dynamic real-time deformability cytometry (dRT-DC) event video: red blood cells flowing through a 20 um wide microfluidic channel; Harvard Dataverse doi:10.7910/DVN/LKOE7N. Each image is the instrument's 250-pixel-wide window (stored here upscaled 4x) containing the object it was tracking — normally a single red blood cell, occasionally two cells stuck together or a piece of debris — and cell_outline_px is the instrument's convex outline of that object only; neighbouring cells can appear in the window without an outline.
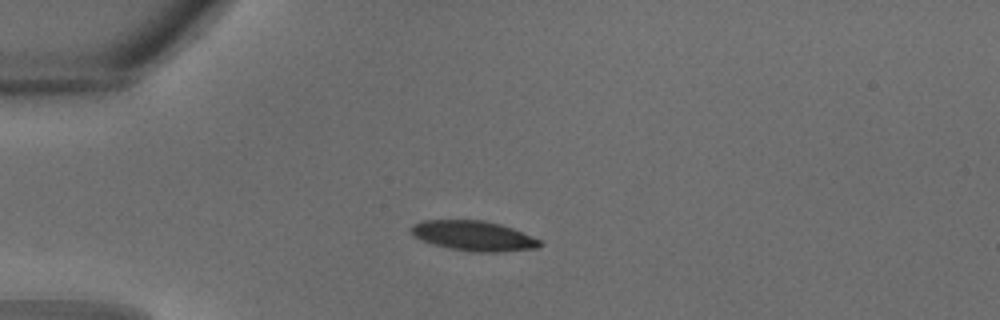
{"species": "common noctule bat (a hibernating species)", "species_latin": "Nyctalus noctula", "temperature_condition": "warm", "stored_images_in_passage": 32, "camera_frame_rate_fps": 3000, "um_per_image_px": 0.085, "animal": {"sex": "male", "body_mass_g": 18.8}, "frame": {"image": 1, "passage_image": 8, "time_ms": 2.333, "image_size_px": [1000, 320], "cell_outline_px": [[544, 244], [540, 248], [496, 252], [472, 252], [448, 248], [432, 244], [412, 236], [408, 228], [412, 224], [420, 220], [484, 220], [500, 224], [512, 228], [540, 240]], "centroid_in_image_um": [40.21, 20.04], "position_along_channel_um": 44.8, "area_um2": 22.77}}
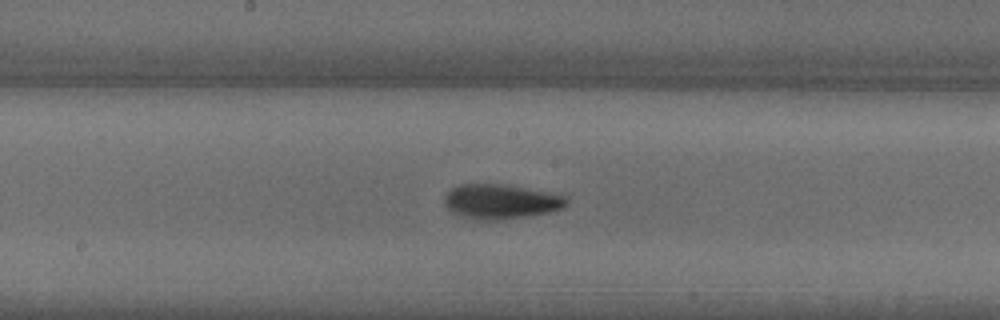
{"frame": {"image": 2, "passage_image": 17, "time_ms": 5.333, "image_size_px": [1000, 320], "cell_outline_px": [[568, 204], [564, 208], [552, 212], [496, 220], [480, 220], [464, 216], [452, 212], [444, 204], [444, 196], [452, 188], [460, 184], [500, 184], [564, 192], [568, 196]], "centroid_in_image_um": [42.7, 17.1], "position_along_channel_um": 205.5, "area_um2": 25.2}}
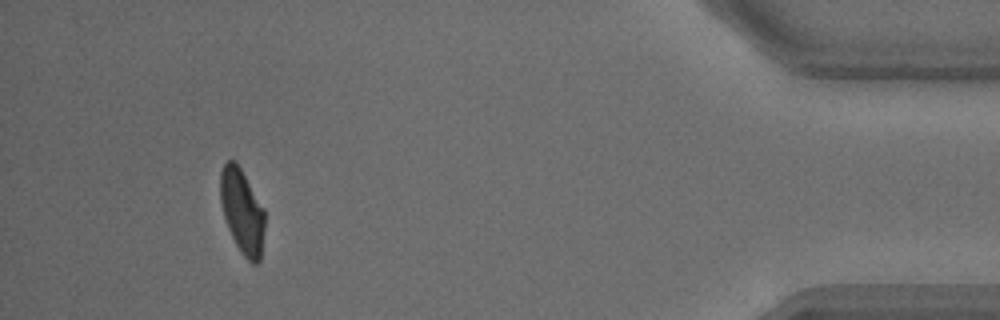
{"frame": {"image": 3, "passage_image": 30, "time_ms": 9.667, "image_size_px": [1000, 320], "cell_outline_px": [[264, 228], [260, 260], [256, 264], [252, 264], [240, 252], [228, 228], [224, 216], [220, 200], [220, 172], [224, 164], [228, 160], [236, 160], [264, 208]], "centroid_in_image_um": [20.57, 17.94], "position_along_channel_um": 414.6, "area_um2": 21.85}}